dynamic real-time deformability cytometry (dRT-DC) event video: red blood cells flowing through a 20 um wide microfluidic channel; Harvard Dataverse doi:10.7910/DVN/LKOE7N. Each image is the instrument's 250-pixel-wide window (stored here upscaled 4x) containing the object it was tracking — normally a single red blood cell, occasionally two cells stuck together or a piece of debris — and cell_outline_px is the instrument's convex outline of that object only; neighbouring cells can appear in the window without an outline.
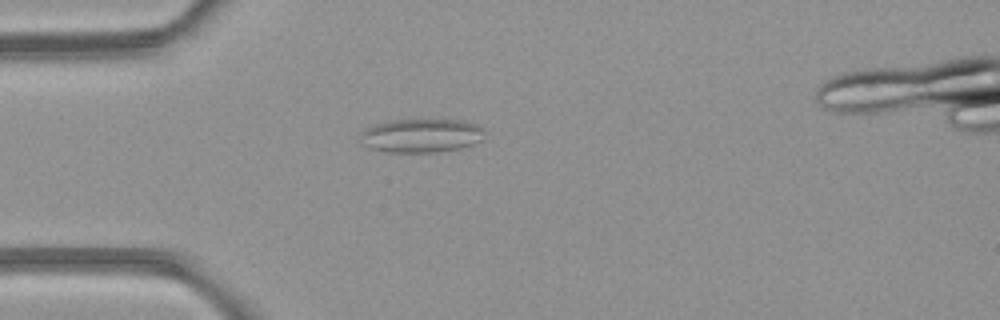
{"species": "common noctule bat (a hibernating species)", "species_latin": "Nyctalus noctula", "temperature_condition": "room temperature", "stored_images_in_passage": 3, "camera_frame_rate_fps": 3000, "um_per_image_px": 0.085, "animal": {"sex": "female", "body_mass_g": 21.9}, "frame": {"image": 1, "passage_image": 2, "time_ms": 1.333, "image_size_px": [1000, 320], "cell_outline_px": [[484, 140], [460, 148], [432, 152], [388, 152], [372, 148], [364, 144], [360, 132], [364, 128], [376, 124], [392, 120], [464, 120], [476, 124], [484, 128]], "centroid_in_image_um": [35.85, 11.51], "position_along_channel_um": 49.1, "area_um2": 24.33}}